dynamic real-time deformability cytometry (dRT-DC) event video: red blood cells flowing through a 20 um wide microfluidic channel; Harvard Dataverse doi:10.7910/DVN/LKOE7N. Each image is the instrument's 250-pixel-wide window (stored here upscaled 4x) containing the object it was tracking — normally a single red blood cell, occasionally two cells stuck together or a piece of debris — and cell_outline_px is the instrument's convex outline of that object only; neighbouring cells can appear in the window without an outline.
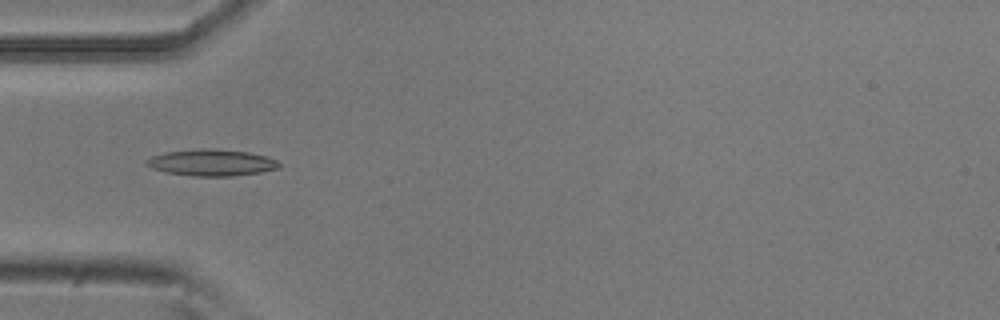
{"species": "common noctule bat (a hibernating species)", "species_latin": "Nyctalus noctula", "temperature_condition": "room temperature", "stored_images_in_passage": 6, "camera_frame_rate_fps": 3000, "um_per_image_px": 0.085, "animal": {"sex": "male", "body_mass_g": 20.5, "forearm_length_mm": 52.5}, "frame": {"image": 1, "passage_image": 1, "time_ms": 0.0, "image_size_px": [1000, 320], "cell_outline_px": [[280, 168], [260, 172], [232, 176], [192, 176], [164, 172], [152, 168], [144, 164], [144, 160], [152, 156], [164, 152], [200, 148], [212, 148], [248, 152], [268, 156], [276, 160], [280, 164]], "centroid_in_image_um": [17.95, 13.81], "position_along_channel_um": 67.0, "area_um2": 20.75}}
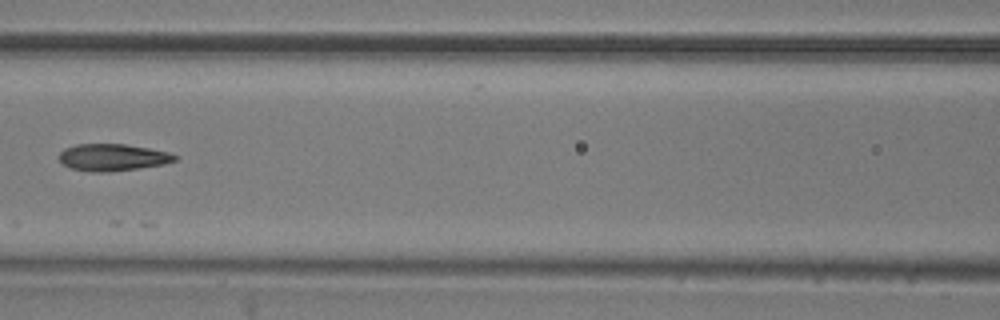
{"frame": {"image": 2, "passage_image": 3, "time_ms": 0.667, "image_size_px": [1000, 320], "cell_outline_px": [[176, 160], [164, 164], [136, 168], [104, 172], [92, 172], [72, 168], [64, 164], [56, 156], [64, 148], [76, 144], [124, 144], [148, 148], [168, 152], [176, 156]], "centroid_in_image_um": [9.52, 13.36], "position_along_channel_um": 157.1, "area_um2": 17.98}}
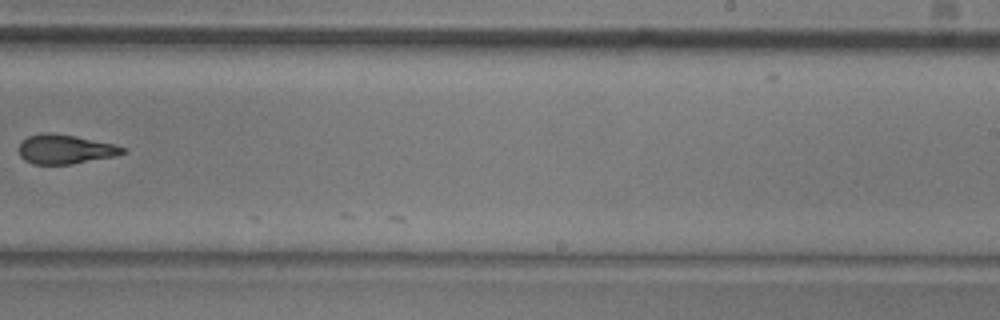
{"frame": {"image": 3, "passage_image": 6, "time_ms": 1.667, "image_size_px": [1000, 320], "cell_outline_px": [[128, 152], [112, 156], [72, 164], [32, 164], [24, 160], [20, 156], [20, 144], [28, 136], [44, 132], [48, 132], [76, 136], [116, 144], [128, 148]], "centroid_in_image_um": [5.58, 12.68], "position_along_channel_um": 283.4, "area_um2": 17.74}}